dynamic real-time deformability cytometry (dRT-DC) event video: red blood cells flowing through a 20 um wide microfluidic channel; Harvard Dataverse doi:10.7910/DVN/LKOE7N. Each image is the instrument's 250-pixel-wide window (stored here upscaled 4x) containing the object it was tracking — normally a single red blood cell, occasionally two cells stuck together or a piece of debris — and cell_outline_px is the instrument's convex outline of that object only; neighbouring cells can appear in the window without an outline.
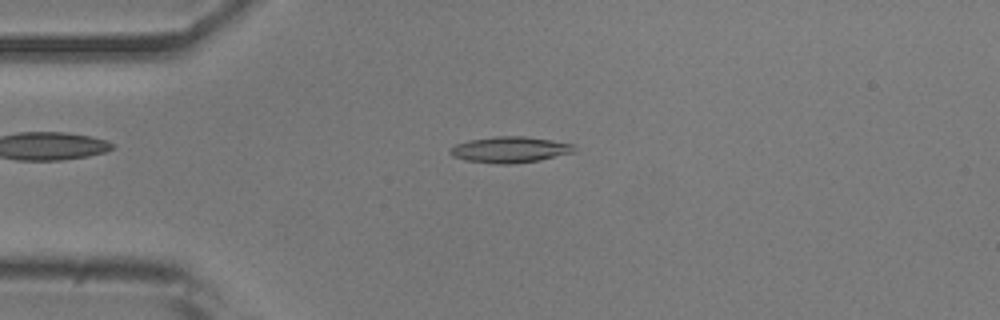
{"species": "common noctule bat (a hibernating species)", "species_latin": "Nyctalus noctula", "temperature_condition": "room temperature", "stored_images_in_passage": 38, "camera_frame_rate_fps": 3000, "um_per_image_px": 0.085, "animal": {"sex": "male", "body_mass_g": 20.5, "forearm_length_mm": 52.5}, "frame": {"image": 1, "passage_image": 11, "time_ms": 3.333, "image_size_px": [1000, 320], "cell_outline_px": [[576, 148], [572, 152], [540, 160], [512, 164], [496, 164], [464, 160], [452, 156], [448, 152], [456, 144], [468, 140], [496, 136], [524, 136], [552, 140], [572, 144]], "centroid_in_image_um": [43.3, 12.72], "position_along_channel_um": 41.7, "area_um2": 18.79}}
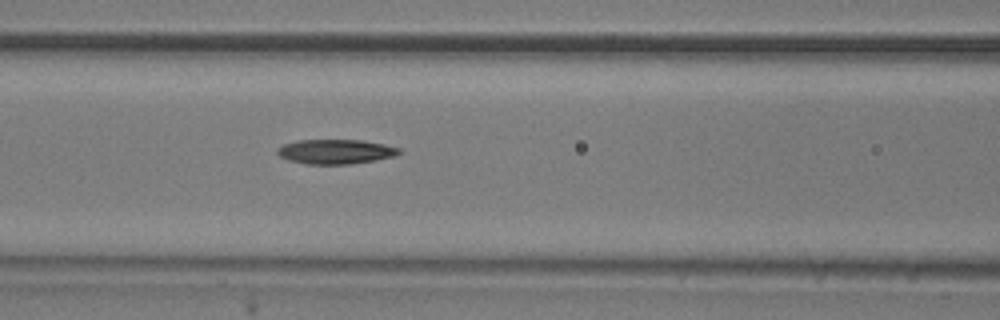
{"frame": {"image": 2, "passage_image": 20, "time_ms": 6.333, "image_size_px": [1000, 320], "cell_outline_px": [[404, 152], [396, 156], [376, 160], [352, 164], [308, 164], [288, 160], [280, 156], [276, 152], [276, 148], [284, 144], [296, 140], [360, 140], [384, 144], [400, 148]], "centroid_in_image_um": [28.55, 12.89], "position_along_channel_um": 138.0, "area_um2": 17.63}}
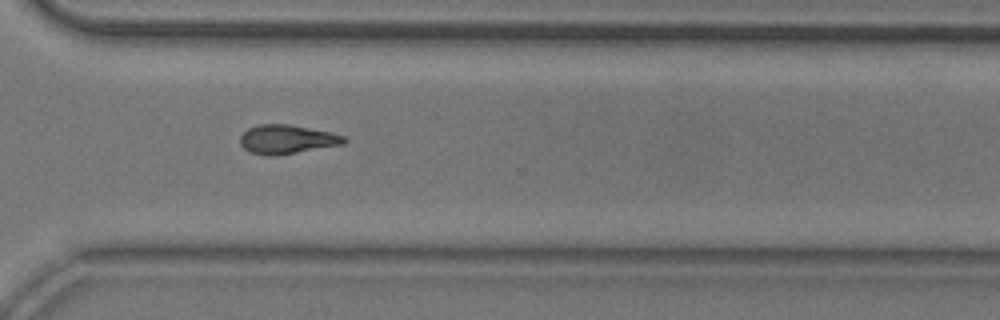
{"frame": {"image": 3, "passage_image": 36, "time_ms": 11.667, "image_size_px": [1000, 320], "cell_outline_px": [[348, 140], [344, 144], [276, 156], [268, 156], [248, 152], [240, 144], [240, 136], [248, 128], [256, 124], [288, 124], [332, 132], [344, 136]], "centroid_in_image_um": [24.38, 11.84], "position_along_channel_um": 346.2, "area_um2": 17.74}, "authors_computed_cell_mechanics": {"area_um2": 17.7446, "velocity_mm_per_s": 3.9129, "shape_relaxation_time_tau1_ms": 4.1019, "shape_relaxation_time_tau2_ms": null, "deformation_change_tau1": 0.1709, "deformation_change_tau2": null}}